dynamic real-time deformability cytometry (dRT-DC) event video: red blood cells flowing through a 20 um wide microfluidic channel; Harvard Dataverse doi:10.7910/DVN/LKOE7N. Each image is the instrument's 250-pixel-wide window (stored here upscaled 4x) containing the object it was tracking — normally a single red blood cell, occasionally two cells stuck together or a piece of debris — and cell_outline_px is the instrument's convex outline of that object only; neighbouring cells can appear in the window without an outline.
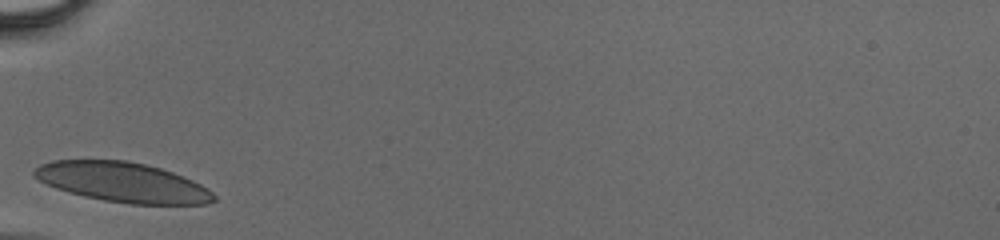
{"species": "human", "species_latin": "Homo sapiens", "temperature_condition": "cold", "stored_images_in_passage": 23, "camera_frame_rate_fps": 3000, "um_per_image_px": 0.085, "donor": {"sex": "male"}, "frame": {"image": 1, "passage_image": 1, "time_ms": 0.0, "image_size_px": [1000, 240], "cell_outline_px": [[216, 200], [208, 204], [128, 204], [104, 200], [84, 196], [68, 192], [56, 188], [32, 176], [32, 172], [40, 164], [52, 160], [124, 160], [144, 164], [160, 168], [172, 172], [192, 180], [200, 184], [212, 192], [216, 196]], "centroid_in_image_um": [10.42, 15.49], "position_along_channel_um": 74.6, "area_um2": 41.5}}
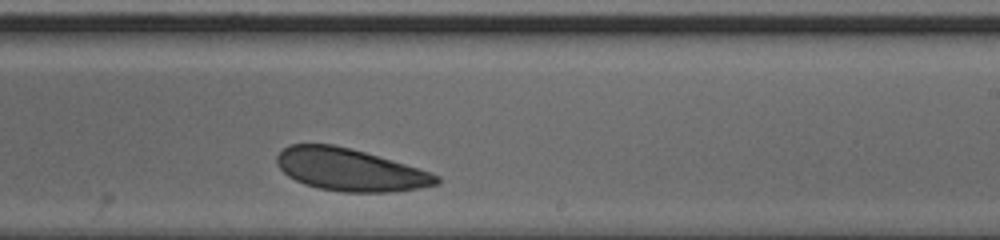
{"frame": {"image": 2, "passage_image": 14, "time_ms": 4.333, "image_size_px": [1000, 240], "cell_outline_px": [[440, 184], [420, 188], [392, 192], [344, 192], [316, 188], [304, 184], [288, 176], [276, 164], [276, 156], [288, 144], [332, 144], [364, 152], [392, 160], [440, 176]], "centroid_in_image_um": [29.72, 14.44], "position_along_channel_um": 259.3, "area_um2": 39.19}}
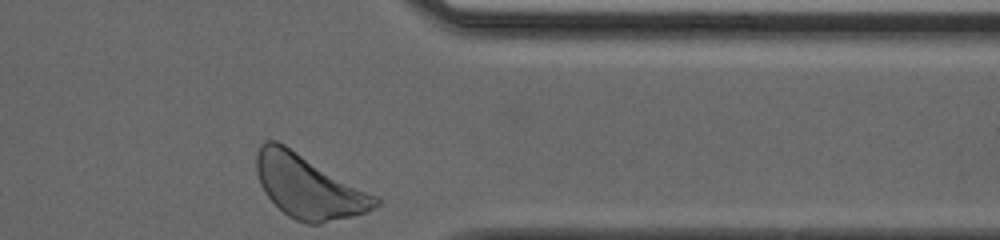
{"frame": {"image": 3, "passage_image": 23, "time_ms": 7.333, "image_size_px": [1000, 240], "cell_outline_px": [[380, 204], [364, 212], [352, 216], [320, 224], [308, 224], [296, 220], [288, 216], [264, 192], [260, 184], [256, 172], [256, 152], [260, 144], [264, 140], [276, 140], [284, 144], [380, 196]], "centroid_in_image_um": [26.24, 15.84], "position_along_channel_um": 385.2, "area_um2": 44.04}}